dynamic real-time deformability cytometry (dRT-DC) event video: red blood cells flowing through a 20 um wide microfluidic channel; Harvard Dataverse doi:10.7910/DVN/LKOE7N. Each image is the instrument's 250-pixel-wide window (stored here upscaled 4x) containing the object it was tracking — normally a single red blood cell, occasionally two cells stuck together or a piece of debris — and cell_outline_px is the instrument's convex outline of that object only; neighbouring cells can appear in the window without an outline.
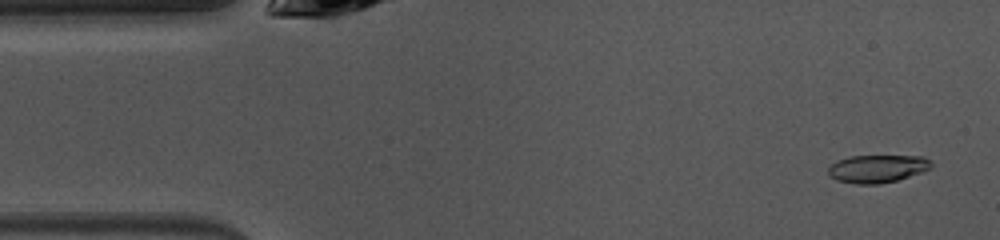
{"species": "common noctule bat (a hibernating species)", "species_latin": "Nyctalus noctula", "temperature_condition": "warm", "stored_images_in_passage": 47, "camera_frame_rate_fps": 3000, "um_per_image_px": 0.085, "animal": {"sex": "female", "body_mass_g": 10.0, "forearm_length_mm": 53.1}, "frame": {"image": 1, "passage_image": 2, "time_ms": 0.333, "image_size_px": [1000, 240], "cell_outline_px": [[932, 168], [924, 172], [896, 180], [880, 184], [856, 184], [836, 180], [828, 172], [828, 168], [836, 160], [848, 156], [924, 156], [932, 164]], "centroid_in_image_um": [74.58, 14.33], "position_along_channel_um": 10.4, "area_um2": 16.76}}
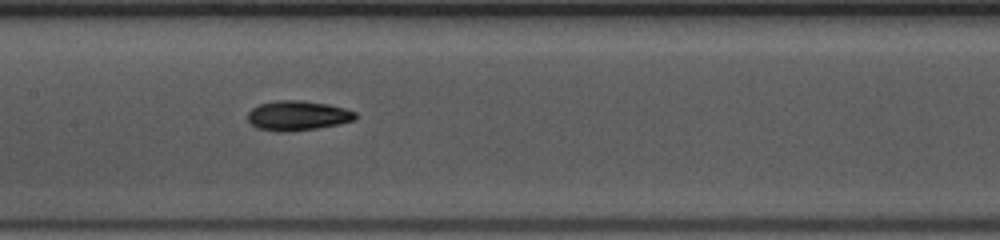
{"frame": {"image": 2, "passage_image": 21, "time_ms": 6.667, "image_size_px": [1000, 240], "cell_outline_px": [[356, 120], [340, 124], [316, 128], [288, 132], [276, 132], [256, 128], [248, 120], [248, 112], [252, 108], [260, 104], [276, 100], [300, 100], [328, 104], [344, 108], [356, 112]], "centroid_in_image_um": [25.3, 9.83], "position_along_channel_um": 182.1, "area_um2": 18.79}}
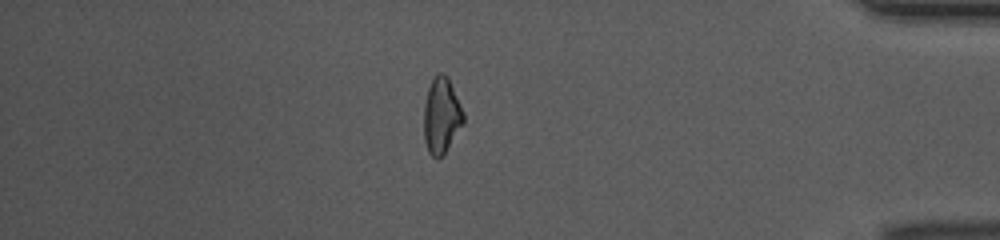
{"frame": {"image": 3, "passage_image": 40, "time_ms": 13.0, "image_size_px": [1000, 240], "cell_outline_px": [[464, 120], [444, 152], [436, 160], [428, 152], [424, 140], [424, 104], [428, 88], [436, 72], [440, 72], [448, 76], [464, 112]], "centroid_in_image_um": [37.5, 9.78], "position_along_channel_um": 397.7, "area_um2": 17.28}, "authors_computed_cell_mechanics": {"area_um2": 17.7446, "velocity_mm_per_s": 4.0585, "shape_relaxation_time_tau1_ms": 3.3918, "shape_relaxation_time_tau2_ms": 6.9079, "deformation_change_tau1": 0.1447, "deformation_change_tau2": 0.1536}}